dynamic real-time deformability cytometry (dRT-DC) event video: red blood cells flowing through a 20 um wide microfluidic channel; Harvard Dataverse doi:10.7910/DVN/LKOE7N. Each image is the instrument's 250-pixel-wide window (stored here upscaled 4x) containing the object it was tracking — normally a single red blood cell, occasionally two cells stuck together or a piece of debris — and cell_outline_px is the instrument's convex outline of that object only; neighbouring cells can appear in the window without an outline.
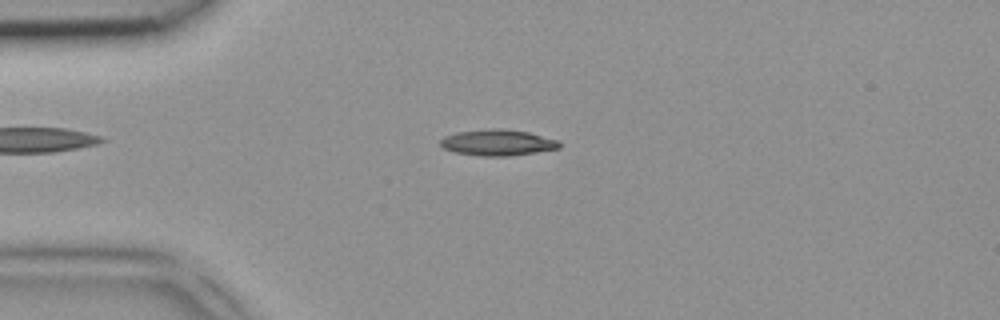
{"species": "common noctule bat (a hibernating species)", "species_latin": "Nyctalus noctula", "temperature_condition": "room temperature", "stored_images_in_passage": 4, "camera_frame_rate_fps": 3000, "um_per_image_px": 0.085, "animal": {"sex": "female", "body_mass_g": 18.4}, "frame": {"image": 1, "passage_image": 3, "time_ms": 0.667, "image_size_px": [1000, 320], "cell_outline_px": [[564, 144], [560, 148], [536, 152], [508, 156], [480, 156], [456, 152], [444, 148], [440, 144], [440, 140], [444, 136], [456, 132], [492, 128], [504, 128], [528, 132], [560, 140]], "centroid_in_image_um": [42.35, 12.11], "position_along_channel_um": 42.7, "area_um2": 18.26}}